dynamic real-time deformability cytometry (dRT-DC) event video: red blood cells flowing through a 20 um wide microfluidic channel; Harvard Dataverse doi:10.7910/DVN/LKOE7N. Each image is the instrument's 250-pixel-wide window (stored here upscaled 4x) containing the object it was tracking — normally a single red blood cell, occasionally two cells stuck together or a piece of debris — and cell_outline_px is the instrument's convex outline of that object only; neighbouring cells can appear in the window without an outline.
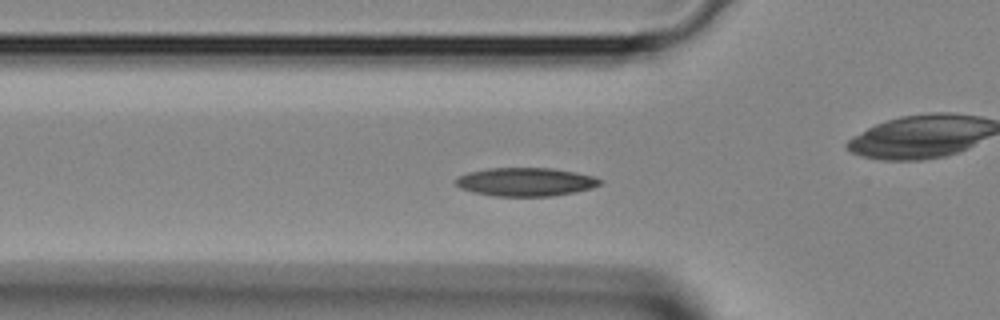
{"species": "Egyptian fruit bat (a non-hibernating species)", "species_latin": "Rousettus aegyptiacus", "temperature_condition": "room temperature", "stored_images_in_passage": 35, "camera_frame_rate_fps": 3000, "um_per_image_px": 0.085, "animal": {"sex": "female"}, "frame": {"image": 1, "passage_image": 7, "time_ms": 2.0, "image_size_px": [1000, 320], "cell_outline_px": [[604, 180], [600, 184], [592, 188], [552, 196], [492, 196], [472, 192], [460, 188], [456, 184], [456, 176], [468, 172], [488, 168], [552, 168], [576, 172], [592, 176]], "centroid_in_image_um": [44.65, 15.46], "position_along_channel_um": 81.2, "area_um2": 23.99}}
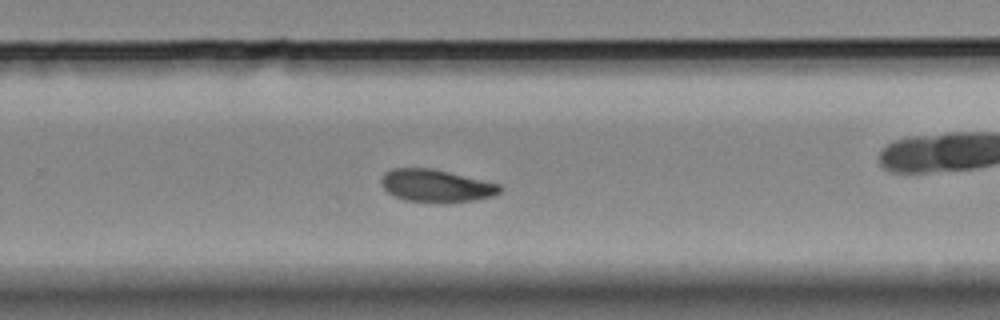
{"frame": {"image": 2, "passage_image": 20, "time_ms": 6.333, "image_size_px": [1000, 320], "cell_outline_px": [[504, 188], [500, 192], [492, 196], [472, 200], [404, 200], [388, 192], [384, 188], [380, 180], [384, 172], [392, 168], [432, 168], [500, 184]], "centroid_in_image_um": [37.05, 15.74], "position_along_channel_um": 292.7, "area_um2": 21.73}}
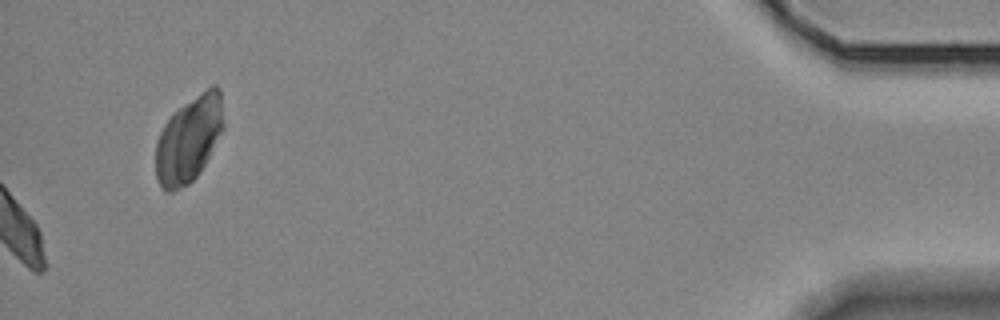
{"frame": {"image": 3, "passage_image": 35, "time_ms": 11.333, "image_size_px": [1000, 320], "cell_outline_px": [[224, 128], [200, 172], [188, 184], [172, 192], [164, 192], [160, 188], [156, 176], [156, 140], [164, 124], [184, 104], [212, 84], [216, 84], [220, 88], [224, 124]], "centroid_in_image_um": [16.05, 11.86], "position_along_channel_um": 419.1, "area_um2": 33.93}}